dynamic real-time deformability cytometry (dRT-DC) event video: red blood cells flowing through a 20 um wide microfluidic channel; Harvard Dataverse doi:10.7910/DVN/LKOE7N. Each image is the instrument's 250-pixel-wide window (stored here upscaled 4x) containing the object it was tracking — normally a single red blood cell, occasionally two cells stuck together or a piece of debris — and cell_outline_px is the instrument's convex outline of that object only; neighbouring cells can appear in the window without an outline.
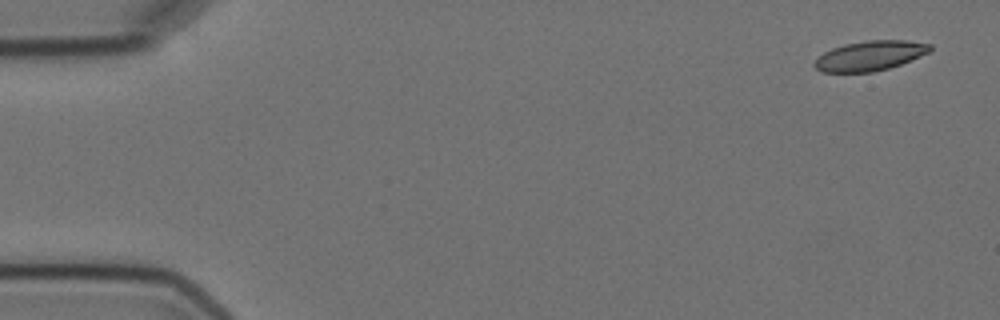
{"species": "Egyptian fruit bat (a non-hibernating species)", "species_latin": "Rousettus aegyptiacus", "temperature_condition": "cold", "stored_images_in_passage": 5, "camera_frame_rate_fps": 3000, "um_per_image_px": 0.085, "animal": {"sex": "female"}, "frame": {"image": 1, "passage_image": 1, "time_ms": 0.0, "image_size_px": [1000, 320], "cell_outline_px": [[932, 48], [928, 52], [900, 64], [888, 68], [872, 72], [820, 72], [812, 64], [824, 52], [832, 48], [844, 44], [868, 40], [908, 40], [932, 44]], "centroid_in_image_um": [73.93, 4.73], "position_along_channel_um": 11.1, "area_um2": 19.94}}
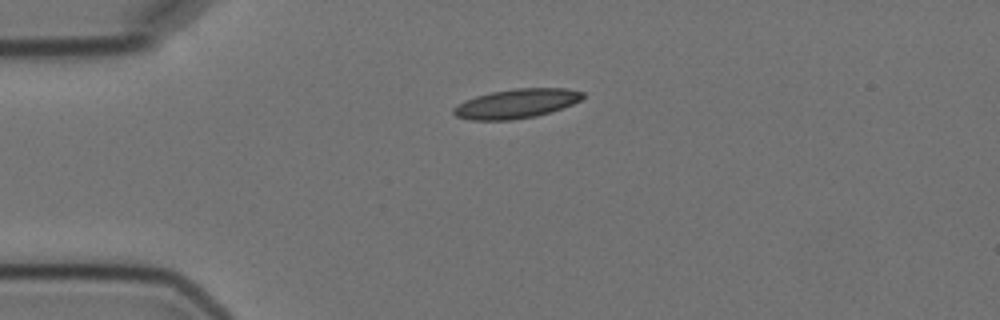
{"frame": {"image": 2, "passage_image": 4, "time_ms": 3.667, "image_size_px": [1000, 320], "cell_outline_px": [[584, 96], [580, 100], [572, 104], [536, 116], [512, 120], [468, 120], [456, 116], [452, 112], [452, 108], [456, 104], [464, 100], [476, 96], [492, 92], [516, 88], [568, 88], [584, 92]], "centroid_in_image_um": [43.85, 8.8], "position_along_channel_um": 41.2, "area_um2": 22.08}}